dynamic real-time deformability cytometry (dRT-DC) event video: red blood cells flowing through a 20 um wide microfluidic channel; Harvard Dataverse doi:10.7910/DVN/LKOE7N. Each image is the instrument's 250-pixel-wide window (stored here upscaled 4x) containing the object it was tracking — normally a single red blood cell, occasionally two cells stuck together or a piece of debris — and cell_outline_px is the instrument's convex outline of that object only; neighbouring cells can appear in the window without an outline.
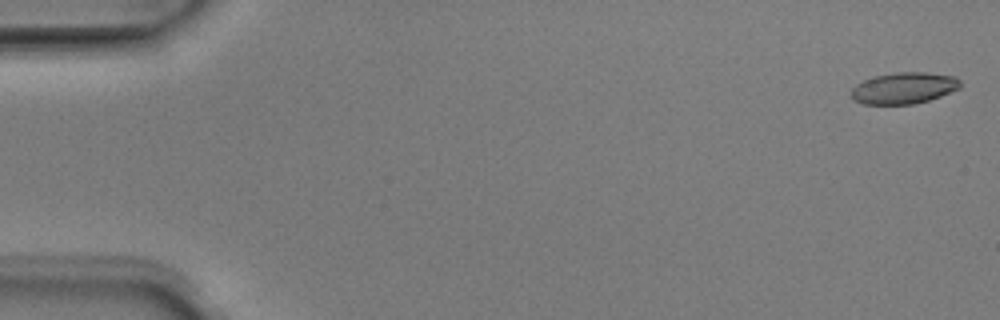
{"species": "Egyptian fruit bat (a non-hibernating species)", "species_latin": "Rousettus aegyptiacus", "temperature_condition": "room temperature", "stored_images_in_passage": 50, "camera_frame_rate_fps": 3000, "um_per_image_px": 0.085, "animal": {"sex": "male"}, "frame": {"image": 1, "passage_image": 1, "time_ms": 0.0, "image_size_px": [1000, 320], "cell_outline_px": [[960, 88], [940, 96], [928, 100], [912, 104], [864, 104], [856, 100], [852, 96], [852, 88], [856, 84], [864, 80], [876, 76], [896, 72], [924, 72], [956, 76], [960, 80]], "centroid_in_image_um": [76.85, 7.48], "position_along_channel_um": 8.1, "area_um2": 19.77}}
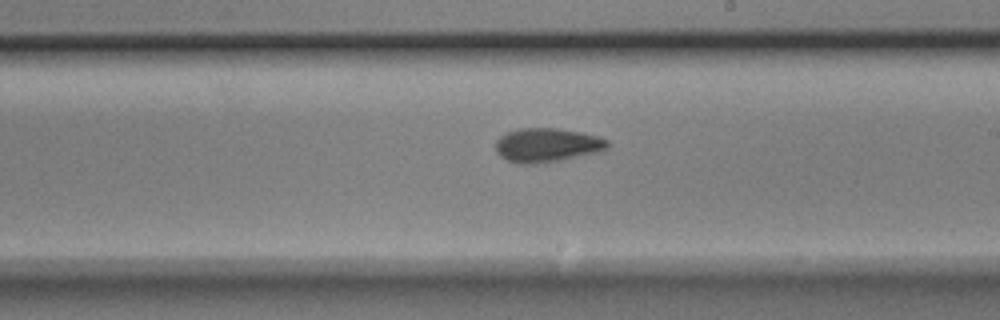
{"frame": {"image": 2, "passage_image": 29, "time_ms": 9.333, "image_size_px": [1000, 320], "cell_outline_px": [[608, 148], [596, 152], [560, 160], [536, 164], [520, 164], [508, 160], [500, 156], [496, 152], [496, 140], [504, 132], [516, 128], [556, 128], [580, 132], [596, 136], [608, 140]], "centroid_in_image_um": [46.44, 12.32], "position_along_channel_um": 242.6, "area_um2": 22.14}}
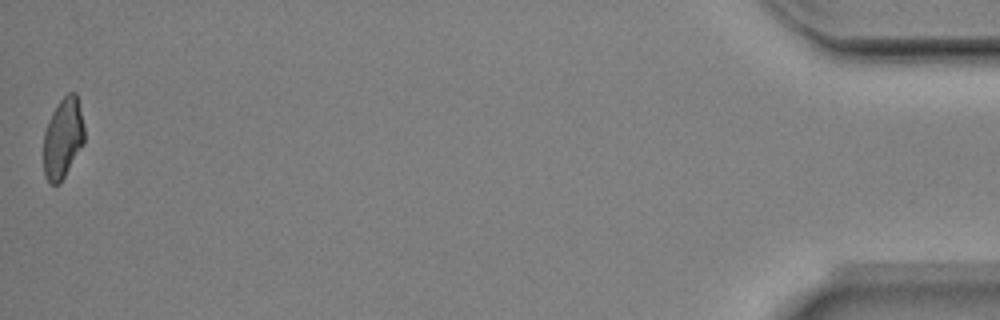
{"frame": {"image": 3, "passage_image": 50, "time_ms": 16.333, "image_size_px": [1000, 320], "cell_outline_px": [[84, 144], [60, 184], [52, 184], [44, 176], [44, 132], [48, 120], [52, 112], [60, 100], [68, 92], [76, 92], [84, 124]], "centroid_in_image_um": [5.36, 11.74], "position_along_channel_um": 429.8, "area_um2": 19.25}, "authors_computed_cell_mechanics": {"area_um2": 20.8947, "velocity_mm_per_s": 4.0387, "shape_relaxation_time_tau1_ms": 5.5316, "shape_relaxation_time_tau2_ms": 4.2551, "deformation_change_tau1": 0.1701, "deformation_change_tau2": 0.104}}